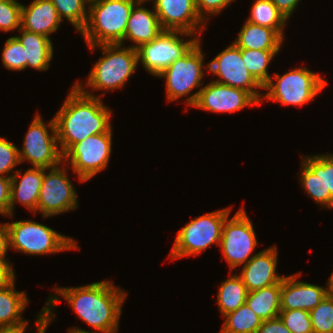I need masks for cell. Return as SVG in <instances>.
Instances as JSON below:
<instances>
[{
	"mask_svg": "<svg viewBox=\"0 0 333 333\" xmlns=\"http://www.w3.org/2000/svg\"><path fill=\"white\" fill-rule=\"evenodd\" d=\"M113 281L105 280L76 287H54L53 294L49 295L44 306V315L41 321V333H46L50 323L56 315L54 310L61 302L60 297L68 302L69 307L88 326L97 333H117L122 306L128 292Z\"/></svg>",
	"mask_w": 333,
	"mask_h": 333,
	"instance_id": "obj_1",
	"label": "cell"
},
{
	"mask_svg": "<svg viewBox=\"0 0 333 333\" xmlns=\"http://www.w3.org/2000/svg\"><path fill=\"white\" fill-rule=\"evenodd\" d=\"M111 118L112 111L101 97L89 96L73 84L63 105L54 115L62 154L89 136L113 132Z\"/></svg>",
	"mask_w": 333,
	"mask_h": 333,
	"instance_id": "obj_2",
	"label": "cell"
},
{
	"mask_svg": "<svg viewBox=\"0 0 333 333\" xmlns=\"http://www.w3.org/2000/svg\"><path fill=\"white\" fill-rule=\"evenodd\" d=\"M88 47L92 52L98 48V50H101L102 56L93 64L86 82L77 81L74 84L89 96L102 98L100 94L95 95L94 92L100 90L109 92L122 89L137 70V65H139L137 50L130 46L101 44ZM84 86L88 88L86 87L85 89ZM87 89H90V92Z\"/></svg>",
	"mask_w": 333,
	"mask_h": 333,
	"instance_id": "obj_3",
	"label": "cell"
},
{
	"mask_svg": "<svg viewBox=\"0 0 333 333\" xmlns=\"http://www.w3.org/2000/svg\"><path fill=\"white\" fill-rule=\"evenodd\" d=\"M138 0H93L80 34L88 46L124 44L128 18Z\"/></svg>",
	"mask_w": 333,
	"mask_h": 333,
	"instance_id": "obj_4",
	"label": "cell"
},
{
	"mask_svg": "<svg viewBox=\"0 0 333 333\" xmlns=\"http://www.w3.org/2000/svg\"><path fill=\"white\" fill-rule=\"evenodd\" d=\"M201 41L200 38L185 55L174 61L157 76V78L166 80L165 89L168 102H176L180 98L188 96L183 103L192 108L195 105L199 92L204 86V71L208 69V64L204 63L205 55ZM198 87L199 89L191 94Z\"/></svg>",
	"mask_w": 333,
	"mask_h": 333,
	"instance_id": "obj_5",
	"label": "cell"
},
{
	"mask_svg": "<svg viewBox=\"0 0 333 333\" xmlns=\"http://www.w3.org/2000/svg\"><path fill=\"white\" fill-rule=\"evenodd\" d=\"M297 67L283 75L274 73L272 76L271 74L273 78H270L263 87L266 93H263L262 101L280 102L279 104L283 106L300 107L314 100L328 85L327 80L320 74L307 67Z\"/></svg>",
	"mask_w": 333,
	"mask_h": 333,
	"instance_id": "obj_6",
	"label": "cell"
},
{
	"mask_svg": "<svg viewBox=\"0 0 333 333\" xmlns=\"http://www.w3.org/2000/svg\"><path fill=\"white\" fill-rule=\"evenodd\" d=\"M5 224L9 233L10 250L42 256L80 249L77 240L42 223L27 219Z\"/></svg>",
	"mask_w": 333,
	"mask_h": 333,
	"instance_id": "obj_7",
	"label": "cell"
},
{
	"mask_svg": "<svg viewBox=\"0 0 333 333\" xmlns=\"http://www.w3.org/2000/svg\"><path fill=\"white\" fill-rule=\"evenodd\" d=\"M232 208L208 212L188 222L178 231L168 258L196 257L209 246L216 244L219 247L223 223Z\"/></svg>",
	"mask_w": 333,
	"mask_h": 333,
	"instance_id": "obj_8",
	"label": "cell"
},
{
	"mask_svg": "<svg viewBox=\"0 0 333 333\" xmlns=\"http://www.w3.org/2000/svg\"><path fill=\"white\" fill-rule=\"evenodd\" d=\"M38 112L24 136L22 148L18 149L20 163L30 162L31 167L50 169L63 163V154L58 143L54 117L45 123Z\"/></svg>",
	"mask_w": 333,
	"mask_h": 333,
	"instance_id": "obj_9",
	"label": "cell"
},
{
	"mask_svg": "<svg viewBox=\"0 0 333 333\" xmlns=\"http://www.w3.org/2000/svg\"><path fill=\"white\" fill-rule=\"evenodd\" d=\"M198 41L199 38L191 33L163 30L154 40L136 49L138 64H142L148 73L157 77L174 61L185 55Z\"/></svg>",
	"mask_w": 333,
	"mask_h": 333,
	"instance_id": "obj_10",
	"label": "cell"
},
{
	"mask_svg": "<svg viewBox=\"0 0 333 333\" xmlns=\"http://www.w3.org/2000/svg\"><path fill=\"white\" fill-rule=\"evenodd\" d=\"M112 132L95 134L73 144L63 154V164L72 168L80 183L87 182L108 167L112 152Z\"/></svg>",
	"mask_w": 333,
	"mask_h": 333,
	"instance_id": "obj_11",
	"label": "cell"
},
{
	"mask_svg": "<svg viewBox=\"0 0 333 333\" xmlns=\"http://www.w3.org/2000/svg\"><path fill=\"white\" fill-rule=\"evenodd\" d=\"M228 216L223 223L219 248L229 270L232 272L238 266L245 265L255 254L258 240L254 224L242 206L233 217Z\"/></svg>",
	"mask_w": 333,
	"mask_h": 333,
	"instance_id": "obj_12",
	"label": "cell"
},
{
	"mask_svg": "<svg viewBox=\"0 0 333 333\" xmlns=\"http://www.w3.org/2000/svg\"><path fill=\"white\" fill-rule=\"evenodd\" d=\"M67 167L62 163L54 168H44V178L37 202V212L43 215L44 219L78 208V193L68 177Z\"/></svg>",
	"mask_w": 333,
	"mask_h": 333,
	"instance_id": "obj_13",
	"label": "cell"
},
{
	"mask_svg": "<svg viewBox=\"0 0 333 333\" xmlns=\"http://www.w3.org/2000/svg\"><path fill=\"white\" fill-rule=\"evenodd\" d=\"M208 71L218 79L213 81L250 92L262 105L263 87L243 63L241 49L233 42L208 63ZM259 89V90H258Z\"/></svg>",
	"mask_w": 333,
	"mask_h": 333,
	"instance_id": "obj_14",
	"label": "cell"
},
{
	"mask_svg": "<svg viewBox=\"0 0 333 333\" xmlns=\"http://www.w3.org/2000/svg\"><path fill=\"white\" fill-rule=\"evenodd\" d=\"M257 105L260 102L250 92L210 81L200 90L193 107L213 113H234Z\"/></svg>",
	"mask_w": 333,
	"mask_h": 333,
	"instance_id": "obj_15",
	"label": "cell"
},
{
	"mask_svg": "<svg viewBox=\"0 0 333 333\" xmlns=\"http://www.w3.org/2000/svg\"><path fill=\"white\" fill-rule=\"evenodd\" d=\"M163 30L183 31L199 39L207 28L197 13L194 0H149Z\"/></svg>",
	"mask_w": 333,
	"mask_h": 333,
	"instance_id": "obj_16",
	"label": "cell"
},
{
	"mask_svg": "<svg viewBox=\"0 0 333 333\" xmlns=\"http://www.w3.org/2000/svg\"><path fill=\"white\" fill-rule=\"evenodd\" d=\"M274 245L258 251L243 265L239 276L248 292L279 284L285 277L277 273L278 250L276 244Z\"/></svg>",
	"mask_w": 333,
	"mask_h": 333,
	"instance_id": "obj_17",
	"label": "cell"
},
{
	"mask_svg": "<svg viewBox=\"0 0 333 333\" xmlns=\"http://www.w3.org/2000/svg\"><path fill=\"white\" fill-rule=\"evenodd\" d=\"M301 272L285 276L281 282L280 309L281 310H313L329 293L326 284L298 281Z\"/></svg>",
	"mask_w": 333,
	"mask_h": 333,
	"instance_id": "obj_18",
	"label": "cell"
},
{
	"mask_svg": "<svg viewBox=\"0 0 333 333\" xmlns=\"http://www.w3.org/2000/svg\"><path fill=\"white\" fill-rule=\"evenodd\" d=\"M21 171L22 169L17 170L11 177L10 216L8 218L14 216L15 205L18 203L37 214V202L44 178V168H28L23 174Z\"/></svg>",
	"mask_w": 333,
	"mask_h": 333,
	"instance_id": "obj_19",
	"label": "cell"
},
{
	"mask_svg": "<svg viewBox=\"0 0 333 333\" xmlns=\"http://www.w3.org/2000/svg\"><path fill=\"white\" fill-rule=\"evenodd\" d=\"M146 2L149 0H138L128 18L124 41H131L133 49L151 42L163 31L154 8H146Z\"/></svg>",
	"mask_w": 333,
	"mask_h": 333,
	"instance_id": "obj_20",
	"label": "cell"
},
{
	"mask_svg": "<svg viewBox=\"0 0 333 333\" xmlns=\"http://www.w3.org/2000/svg\"><path fill=\"white\" fill-rule=\"evenodd\" d=\"M62 19L50 0H33L21 9V28L51 38L58 31Z\"/></svg>",
	"mask_w": 333,
	"mask_h": 333,
	"instance_id": "obj_21",
	"label": "cell"
},
{
	"mask_svg": "<svg viewBox=\"0 0 333 333\" xmlns=\"http://www.w3.org/2000/svg\"><path fill=\"white\" fill-rule=\"evenodd\" d=\"M301 156V168L298 175L302 189L322 208L333 209L332 196L324 195L323 153Z\"/></svg>",
	"mask_w": 333,
	"mask_h": 333,
	"instance_id": "obj_22",
	"label": "cell"
},
{
	"mask_svg": "<svg viewBox=\"0 0 333 333\" xmlns=\"http://www.w3.org/2000/svg\"><path fill=\"white\" fill-rule=\"evenodd\" d=\"M20 35L15 37L21 42L24 47L27 68L36 69L39 71H47L50 67V62L53 59V43L46 36L36 34L25 29L18 30Z\"/></svg>",
	"mask_w": 333,
	"mask_h": 333,
	"instance_id": "obj_23",
	"label": "cell"
},
{
	"mask_svg": "<svg viewBox=\"0 0 333 333\" xmlns=\"http://www.w3.org/2000/svg\"><path fill=\"white\" fill-rule=\"evenodd\" d=\"M15 285L14 281L0 287V328L29 324V320L22 317L29 298L25 291H16Z\"/></svg>",
	"mask_w": 333,
	"mask_h": 333,
	"instance_id": "obj_24",
	"label": "cell"
},
{
	"mask_svg": "<svg viewBox=\"0 0 333 333\" xmlns=\"http://www.w3.org/2000/svg\"><path fill=\"white\" fill-rule=\"evenodd\" d=\"M283 41L275 29L245 21L233 43L240 49L281 50Z\"/></svg>",
	"mask_w": 333,
	"mask_h": 333,
	"instance_id": "obj_25",
	"label": "cell"
},
{
	"mask_svg": "<svg viewBox=\"0 0 333 333\" xmlns=\"http://www.w3.org/2000/svg\"><path fill=\"white\" fill-rule=\"evenodd\" d=\"M281 282L247 293L246 303L262 319L268 320L279 316Z\"/></svg>",
	"mask_w": 333,
	"mask_h": 333,
	"instance_id": "obj_26",
	"label": "cell"
},
{
	"mask_svg": "<svg viewBox=\"0 0 333 333\" xmlns=\"http://www.w3.org/2000/svg\"><path fill=\"white\" fill-rule=\"evenodd\" d=\"M229 271V276L219 286L217 292V305L222 317L237 310L246 303L247 288L243 283L239 273Z\"/></svg>",
	"mask_w": 333,
	"mask_h": 333,
	"instance_id": "obj_27",
	"label": "cell"
},
{
	"mask_svg": "<svg viewBox=\"0 0 333 333\" xmlns=\"http://www.w3.org/2000/svg\"><path fill=\"white\" fill-rule=\"evenodd\" d=\"M248 19L253 24L275 29L284 39L288 21L271 0H254Z\"/></svg>",
	"mask_w": 333,
	"mask_h": 333,
	"instance_id": "obj_28",
	"label": "cell"
},
{
	"mask_svg": "<svg viewBox=\"0 0 333 333\" xmlns=\"http://www.w3.org/2000/svg\"><path fill=\"white\" fill-rule=\"evenodd\" d=\"M262 321L248 304L244 303L237 310L224 316L219 333H256Z\"/></svg>",
	"mask_w": 333,
	"mask_h": 333,
	"instance_id": "obj_29",
	"label": "cell"
},
{
	"mask_svg": "<svg viewBox=\"0 0 333 333\" xmlns=\"http://www.w3.org/2000/svg\"><path fill=\"white\" fill-rule=\"evenodd\" d=\"M281 50L241 49L242 60L254 79L264 87L270 80L268 67Z\"/></svg>",
	"mask_w": 333,
	"mask_h": 333,
	"instance_id": "obj_30",
	"label": "cell"
},
{
	"mask_svg": "<svg viewBox=\"0 0 333 333\" xmlns=\"http://www.w3.org/2000/svg\"><path fill=\"white\" fill-rule=\"evenodd\" d=\"M56 8L59 17L69 21L72 26L81 32L88 20V0H50Z\"/></svg>",
	"mask_w": 333,
	"mask_h": 333,
	"instance_id": "obj_31",
	"label": "cell"
},
{
	"mask_svg": "<svg viewBox=\"0 0 333 333\" xmlns=\"http://www.w3.org/2000/svg\"><path fill=\"white\" fill-rule=\"evenodd\" d=\"M313 333H333V294L328 293L324 299L309 311Z\"/></svg>",
	"mask_w": 333,
	"mask_h": 333,
	"instance_id": "obj_32",
	"label": "cell"
},
{
	"mask_svg": "<svg viewBox=\"0 0 333 333\" xmlns=\"http://www.w3.org/2000/svg\"><path fill=\"white\" fill-rule=\"evenodd\" d=\"M2 64L8 70L24 71L27 68V59L23 45L15 37H9L2 50Z\"/></svg>",
	"mask_w": 333,
	"mask_h": 333,
	"instance_id": "obj_33",
	"label": "cell"
},
{
	"mask_svg": "<svg viewBox=\"0 0 333 333\" xmlns=\"http://www.w3.org/2000/svg\"><path fill=\"white\" fill-rule=\"evenodd\" d=\"M22 3L17 0H0V31L10 32L21 28Z\"/></svg>",
	"mask_w": 333,
	"mask_h": 333,
	"instance_id": "obj_34",
	"label": "cell"
},
{
	"mask_svg": "<svg viewBox=\"0 0 333 333\" xmlns=\"http://www.w3.org/2000/svg\"><path fill=\"white\" fill-rule=\"evenodd\" d=\"M279 317L291 333H313L309 311L281 310Z\"/></svg>",
	"mask_w": 333,
	"mask_h": 333,
	"instance_id": "obj_35",
	"label": "cell"
},
{
	"mask_svg": "<svg viewBox=\"0 0 333 333\" xmlns=\"http://www.w3.org/2000/svg\"><path fill=\"white\" fill-rule=\"evenodd\" d=\"M18 149L6 138L0 137V176L11 178L17 171L16 165L20 164Z\"/></svg>",
	"mask_w": 333,
	"mask_h": 333,
	"instance_id": "obj_36",
	"label": "cell"
},
{
	"mask_svg": "<svg viewBox=\"0 0 333 333\" xmlns=\"http://www.w3.org/2000/svg\"><path fill=\"white\" fill-rule=\"evenodd\" d=\"M234 1L235 0H194L197 13L206 24L212 16L221 13Z\"/></svg>",
	"mask_w": 333,
	"mask_h": 333,
	"instance_id": "obj_37",
	"label": "cell"
},
{
	"mask_svg": "<svg viewBox=\"0 0 333 333\" xmlns=\"http://www.w3.org/2000/svg\"><path fill=\"white\" fill-rule=\"evenodd\" d=\"M323 183L324 195L333 198V153L323 154Z\"/></svg>",
	"mask_w": 333,
	"mask_h": 333,
	"instance_id": "obj_38",
	"label": "cell"
},
{
	"mask_svg": "<svg viewBox=\"0 0 333 333\" xmlns=\"http://www.w3.org/2000/svg\"><path fill=\"white\" fill-rule=\"evenodd\" d=\"M11 178L0 176V214L10 216Z\"/></svg>",
	"mask_w": 333,
	"mask_h": 333,
	"instance_id": "obj_39",
	"label": "cell"
},
{
	"mask_svg": "<svg viewBox=\"0 0 333 333\" xmlns=\"http://www.w3.org/2000/svg\"><path fill=\"white\" fill-rule=\"evenodd\" d=\"M256 333H291L280 317L263 320Z\"/></svg>",
	"mask_w": 333,
	"mask_h": 333,
	"instance_id": "obj_40",
	"label": "cell"
},
{
	"mask_svg": "<svg viewBox=\"0 0 333 333\" xmlns=\"http://www.w3.org/2000/svg\"><path fill=\"white\" fill-rule=\"evenodd\" d=\"M16 273L13 264L8 258H0V287L9 285L16 281Z\"/></svg>",
	"mask_w": 333,
	"mask_h": 333,
	"instance_id": "obj_41",
	"label": "cell"
},
{
	"mask_svg": "<svg viewBox=\"0 0 333 333\" xmlns=\"http://www.w3.org/2000/svg\"><path fill=\"white\" fill-rule=\"evenodd\" d=\"M278 10L289 21L292 14L297 10L298 4L301 0H271Z\"/></svg>",
	"mask_w": 333,
	"mask_h": 333,
	"instance_id": "obj_42",
	"label": "cell"
},
{
	"mask_svg": "<svg viewBox=\"0 0 333 333\" xmlns=\"http://www.w3.org/2000/svg\"><path fill=\"white\" fill-rule=\"evenodd\" d=\"M9 248V233L5 223H0V258H7Z\"/></svg>",
	"mask_w": 333,
	"mask_h": 333,
	"instance_id": "obj_43",
	"label": "cell"
},
{
	"mask_svg": "<svg viewBox=\"0 0 333 333\" xmlns=\"http://www.w3.org/2000/svg\"><path fill=\"white\" fill-rule=\"evenodd\" d=\"M44 315V308H42V310L37 313V317L35 320V325H37V332L36 333H41V321ZM68 333H97V332H92V331H87V330H83L80 327H72L68 329Z\"/></svg>",
	"mask_w": 333,
	"mask_h": 333,
	"instance_id": "obj_44",
	"label": "cell"
},
{
	"mask_svg": "<svg viewBox=\"0 0 333 333\" xmlns=\"http://www.w3.org/2000/svg\"><path fill=\"white\" fill-rule=\"evenodd\" d=\"M28 325H19L16 327H2L0 333H25Z\"/></svg>",
	"mask_w": 333,
	"mask_h": 333,
	"instance_id": "obj_45",
	"label": "cell"
},
{
	"mask_svg": "<svg viewBox=\"0 0 333 333\" xmlns=\"http://www.w3.org/2000/svg\"><path fill=\"white\" fill-rule=\"evenodd\" d=\"M326 282H327V287L329 289V293L333 294V271L330 274V277L328 278V281H326Z\"/></svg>",
	"mask_w": 333,
	"mask_h": 333,
	"instance_id": "obj_46",
	"label": "cell"
}]
</instances>
